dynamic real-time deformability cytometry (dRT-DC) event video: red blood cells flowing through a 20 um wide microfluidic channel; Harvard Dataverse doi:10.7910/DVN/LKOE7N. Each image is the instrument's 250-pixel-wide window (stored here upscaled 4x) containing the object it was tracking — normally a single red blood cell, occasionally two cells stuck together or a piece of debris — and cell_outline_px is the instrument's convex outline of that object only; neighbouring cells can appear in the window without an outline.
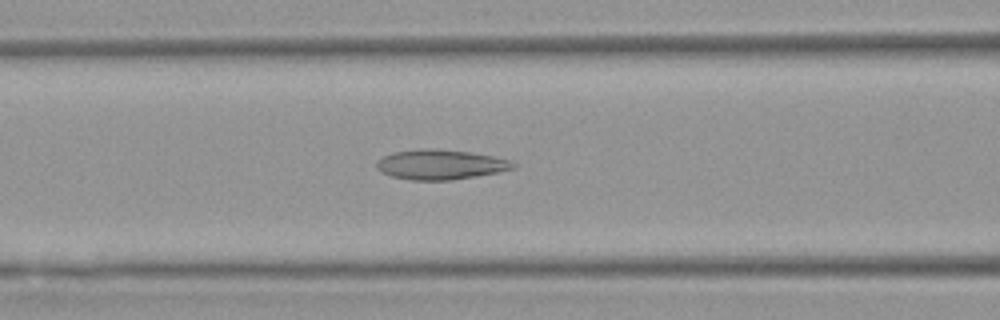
{"species": "Egyptian fruit bat (a non-hibernating species)", "species_latin": "Rousettus aegyptiacus", "temperature_condition": "warm", "stored_images_in_passage": 51, "camera_frame_rate_fps": 3000, "um_per_image_px": 0.085, "animal": {"sex": "female"}, "frame": {"image": 1, "passage_image": 21, "time_ms": 6.667, "image_size_px": [1000, 320], "cell_outline_px": [[516, 168], [476, 176], [452, 180], [412, 180], [392, 176], [376, 168], [376, 164], [384, 156], [392, 152], [424, 148], [468, 152], [492, 156], [508, 160], [516, 164]], "centroid_in_image_um": [37.44, 13.99], "position_along_channel_um": 129.2, "area_um2": 23.35}}
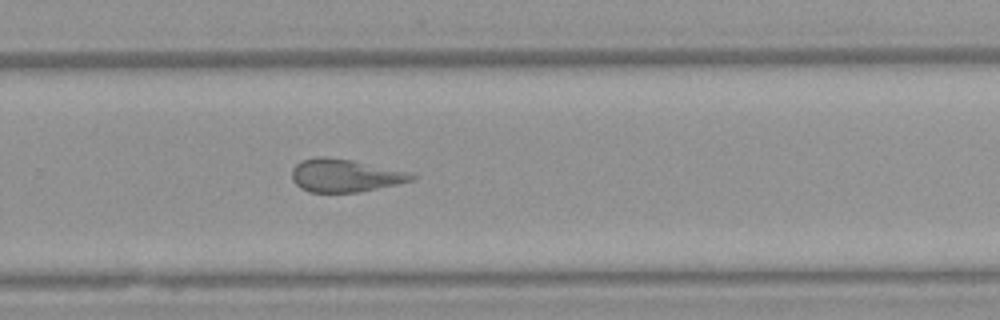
{"frame": {"image": 2, "passage_image": 34, "time_ms": 11.0, "image_size_px": [1000, 320], "cell_outline_px": [[416, 180], [360, 192], [308, 192], [300, 188], [292, 180], [292, 168], [300, 160], [316, 156], [324, 156], [352, 160], [404, 172], [416, 176]], "centroid_in_image_um": [29.25, 14.92], "position_along_channel_um": 300.6, "area_um2": 22.83}}
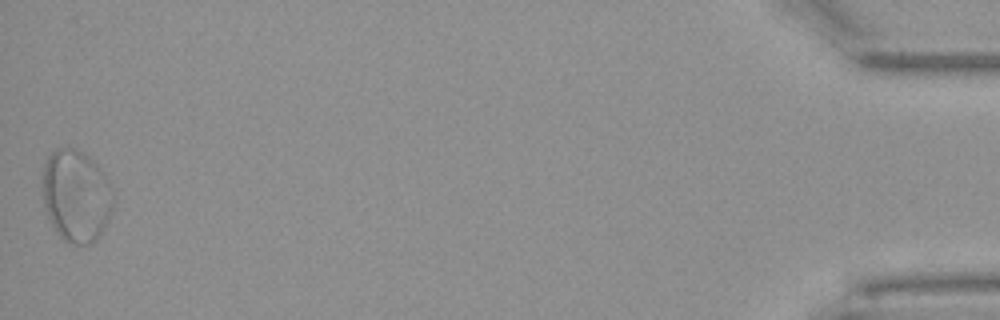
{"frame": {"image": 3, "passage_image": 51, "time_ms": 16.667, "image_size_px": [1000, 320], "cell_outline_px": [[112, 208], [96, 240], [88, 244], [68, 244], [56, 232], [48, 216], [44, 204], [44, 164], [48, 156], [56, 148], [72, 148], [88, 156], [96, 164], [108, 180], [112, 188]], "centroid_in_image_um": [6.46, 16.65], "position_along_channel_um": 428.7, "area_um2": 37.22}, "authors_computed_cell_mechanics": {"area_um2": 25.721, "velocity_mm_per_s": 3.9641, "shape_relaxation_time_tau1_ms": null, "shape_relaxation_time_tau2_ms": 2.3393, "deformation_change_tau1": null, "deformation_change_tau2": 0.126}}